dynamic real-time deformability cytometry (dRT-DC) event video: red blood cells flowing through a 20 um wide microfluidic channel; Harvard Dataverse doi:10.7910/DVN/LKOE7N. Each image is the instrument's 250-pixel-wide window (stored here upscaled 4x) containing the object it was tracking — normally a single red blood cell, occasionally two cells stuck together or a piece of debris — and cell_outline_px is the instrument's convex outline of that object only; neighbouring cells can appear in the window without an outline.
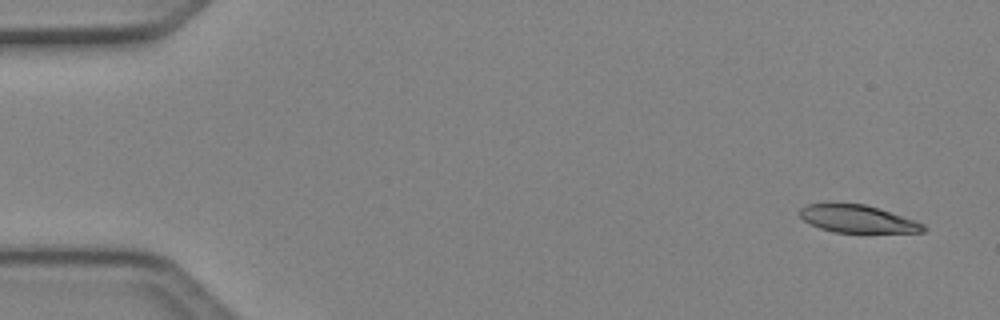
{"species": "Egyptian fruit bat (a non-hibernating species)", "species_latin": "Rousettus aegyptiacus", "temperature_condition": "cold", "stored_images_in_passage": 5, "camera_frame_rate_fps": 3000, "um_per_image_px": 0.085, "animal": {"sex": "female"}, "frame": {"image": 1, "passage_image": 1, "time_ms": 0.0, "image_size_px": [1000, 320], "cell_outline_px": [[928, 228], [924, 232], [836, 232], [820, 228], [804, 220], [800, 216], [800, 208], [808, 204], [864, 204], [924, 224]], "centroid_in_image_um": [72.88, 18.62], "position_along_channel_um": 12.1, "area_um2": 19.19}}
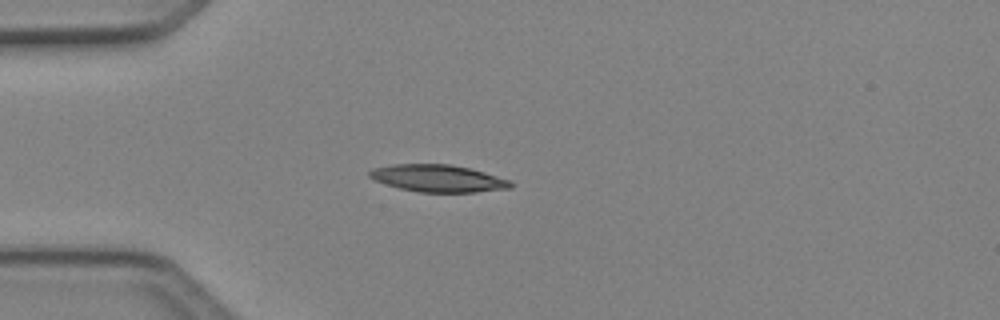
{"frame": {"image": 2, "passage_image": 4, "time_ms": 1.0, "image_size_px": [1000, 320], "cell_outline_px": [[512, 188], [476, 192], [420, 192], [400, 188], [376, 180], [368, 176], [368, 172], [372, 168], [392, 164], [452, 164], [484, 172], [512, 180]], "centroid_in_image_um": [37.26, 15.15], "position_along_channel_um": 47.7, "area_um2": 22.31}}